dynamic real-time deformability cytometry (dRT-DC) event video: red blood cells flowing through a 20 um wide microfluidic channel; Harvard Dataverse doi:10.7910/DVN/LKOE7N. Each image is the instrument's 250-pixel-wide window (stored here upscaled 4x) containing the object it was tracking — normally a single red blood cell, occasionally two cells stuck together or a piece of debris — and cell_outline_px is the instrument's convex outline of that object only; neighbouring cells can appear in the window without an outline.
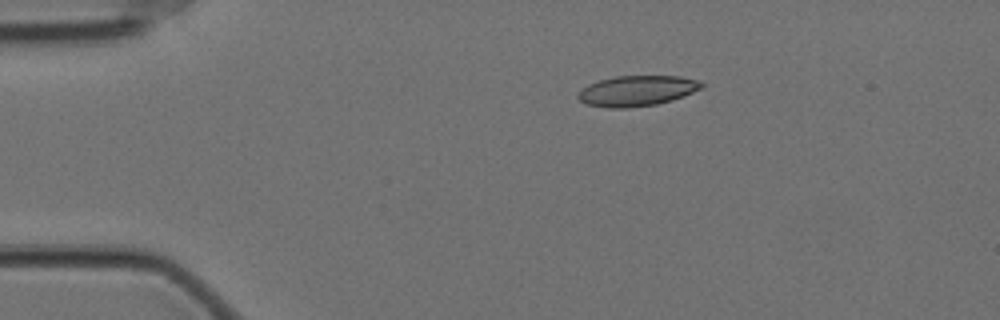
{"species": "Egyptian fruit bat (a non-hibernating species)", "species_latin": "Rousettus aegyptiacus", "temperature_condition": "cold", "stored_images_in_passage": 48, "camera_frame_rate_fps": 3000, "um_per_image_px": 0.085, "animal": {"sex": "female"}, "frame": {"image": 1, "passage_image": 1, "time_ms": 0.0, "image_size_px": [1000, 320], "cell_outline_px": [[704, 84], [700, 88], [692, 92], [672, 100], [656, 104], [628, 108], [608, 108], [588, 104], [580, 100], [576, 96], [588, 84], [600, 80], [616, 76], [680, 76], [700, 80]], "centroid_in_image_um": [54.15, 7.71], "position_along_channel_um": 30.9, "area_um2": 21.73}}
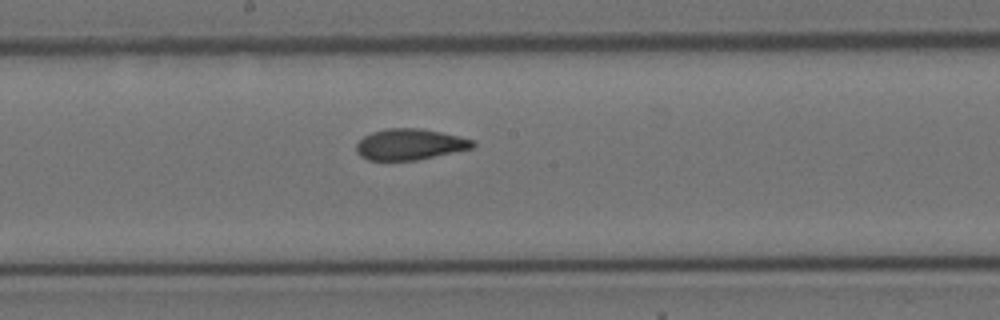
{"frame": {"image": 2, "passage_image": 21, "time_ms": 6.667, "image_size_px": [1000, 320], "cell_outline_px": [[476, 144], [472, 148], [416, 160], [368, 160], [360, 156], [356, 152], [356, 144], [364, 136], [372, 132], [388, 128], [420, 128], [440, 132], [476, 140]], "centroid_in_image_um": [34.83, 12.27], "position_along_channel_um": 213.4, "area_um2": 20.98}}
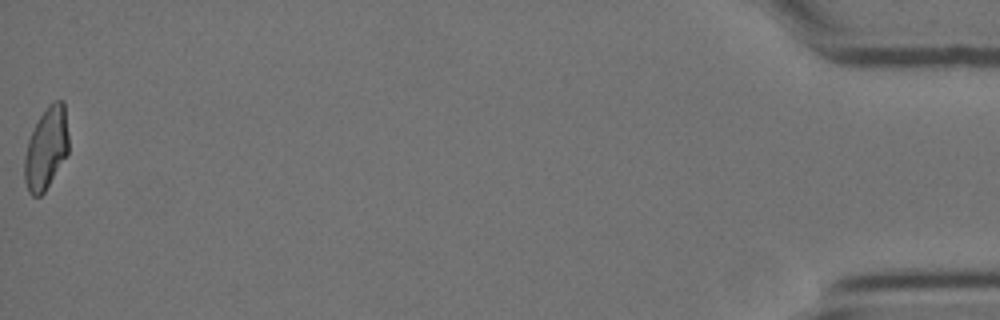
{"frame": {"image": 3, "passage_image": 48, "time_ms": 15.667, "image_size_px": [1000, 320], "cell_outline_px": [[68, 152], [44, 192], [40, 196], [32, 196], [28, 192], [24, 180], [24, 156], [28, 140], [40, 116], [48, 104], [52, 100], [64, 100], [68, 136]], "centroid_in_image_um": [3.92, 12.59], "position_along_channel_um": 431.3, "area_um2": 20.98}, "authors_computed_cell_mechanics": {"area_um2": 21.4438, "velocity_mm_per_s": 3.5091, "shape_relaxation_time_tau1_ms": null, "shape_relaxation_time_tau2_ms": 1.7301, "deformation_change_tau1": null, "deformation_change_tau2": 0.0729}}